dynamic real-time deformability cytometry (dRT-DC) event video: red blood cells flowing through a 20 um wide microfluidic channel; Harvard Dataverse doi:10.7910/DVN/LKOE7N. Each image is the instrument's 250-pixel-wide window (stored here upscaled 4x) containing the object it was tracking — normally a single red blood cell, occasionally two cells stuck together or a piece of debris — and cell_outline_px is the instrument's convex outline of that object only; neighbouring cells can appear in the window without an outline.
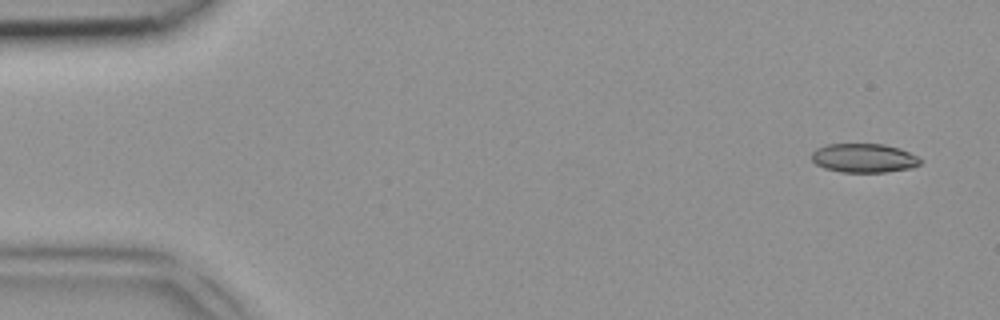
{"species": "common noctule bat (a hibernating species)", "species_latin": "Nyctalus noctula", "temperature_condition": "room temperature", "stored_images_in_passage": 3, "camera_frame_rate_fps": 3000, "um_per_image_px": 0.085, "animal": {"sex": "female", "body_mass_g": 18.4}, "frame": {"image": 1, "passage_image": 1, "time_ms": 0.0, "image_size_px": [1000, 320], "cell_outline_px": [[920, 164], [912, 168], [884, 172], [840, 172], [824, 168], [816, 164], [812, 160], [812, 152], [816, 148], [828, 144], [884, 144], [900, 148], [916, 156], [920, 160]], "centroid_in_image_um": [73.41, 13.43], "position_along_channel_um": 11.6, "area_um2": 18.32}}